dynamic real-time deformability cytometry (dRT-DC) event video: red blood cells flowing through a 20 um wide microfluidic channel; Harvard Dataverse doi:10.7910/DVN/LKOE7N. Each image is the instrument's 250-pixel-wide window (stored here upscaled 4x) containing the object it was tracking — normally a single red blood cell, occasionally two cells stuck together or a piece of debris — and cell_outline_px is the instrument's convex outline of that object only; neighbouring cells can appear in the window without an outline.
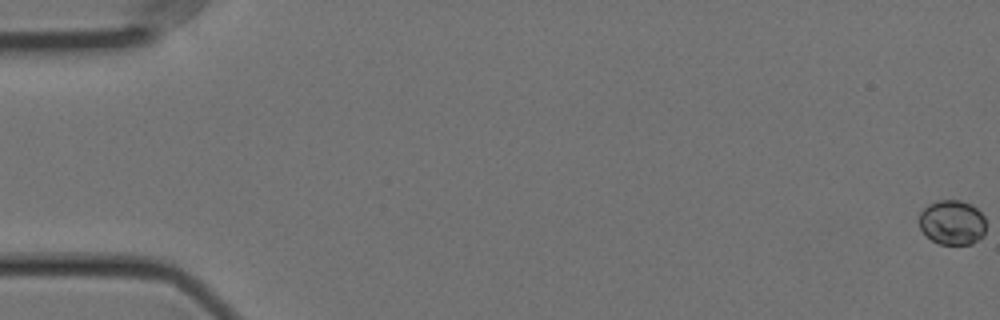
{"species": "Egyptian fruit bat (a non-hibernating species)", "species_latin": "Rousettus aegyptiacus", "temperature_condition": "cold", "stored_images_in_passage": 60, "camera_frame_rate_fps": 3000, "um_per_image_px": 0.085, "animal": {"sex": "female"}, "frame": {"image": 1, "passage_image": 1, "time_ms": 0.0, "image_size_px": [1000, 320], "cell_outline_px": [[984, 236], [972, 244], [940, 244], [924, 236], [920, 228], [920, 212], [928, 204], [936, 200], [960, 200], [972, 204], [984, 216]], "centroid_in_image_um": [80.92, 18.91], "position_along_channel_um": 4.1, "area_um2": 17.57}}
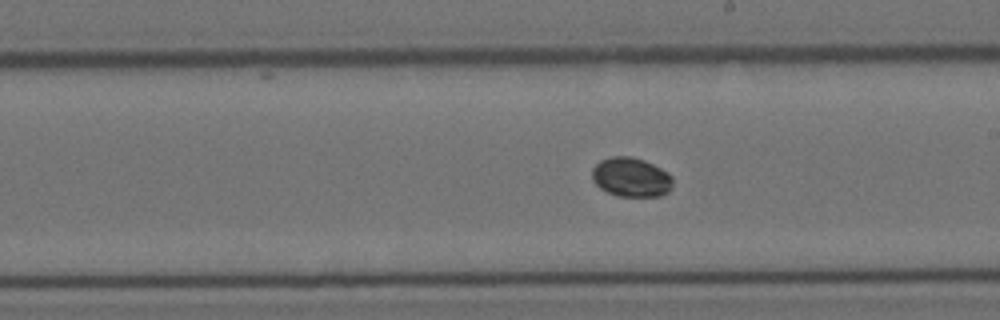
{"frame": {"image": 2, "passage_image": 34, "time_ms": 11.0, "image_size_px": [1000, 320], "cell_outline_px": [[672, 188], [668, 192], [660, 196], [616, 196], [600, 188], [592, 180], [592, 168], [600, 160], [612, 156], [632, 156], [644, 160], [668, 172], [672, 176]], "centroid_in_image_um": [53.64, 15.06], "position_along_channel_um": 235.4, "area_um2": 18.61}}
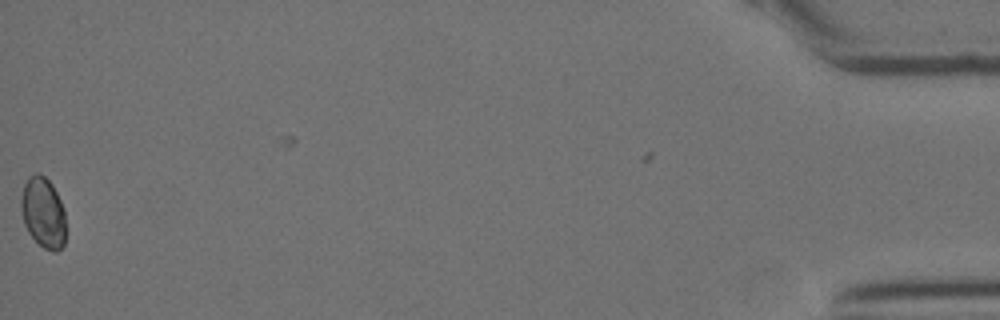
{"frame": {"image": 3, "passage_image": 59, "time_ms": 19.333, "image_size_px": [1000, 320], "cell_outline_px": [[64, 244], [56, 252], [52, 252], [44, 248], [28, 232], [24, 224], [20, 208], [20, 200], [24, 184], [28, 176], [36, 172], [40, 172], [52, 184], [64, 208]], "centroid_in_image_um": [3.64, 18.04], "position_along_channel_um": 431.6, "area_um2": 18.44}}